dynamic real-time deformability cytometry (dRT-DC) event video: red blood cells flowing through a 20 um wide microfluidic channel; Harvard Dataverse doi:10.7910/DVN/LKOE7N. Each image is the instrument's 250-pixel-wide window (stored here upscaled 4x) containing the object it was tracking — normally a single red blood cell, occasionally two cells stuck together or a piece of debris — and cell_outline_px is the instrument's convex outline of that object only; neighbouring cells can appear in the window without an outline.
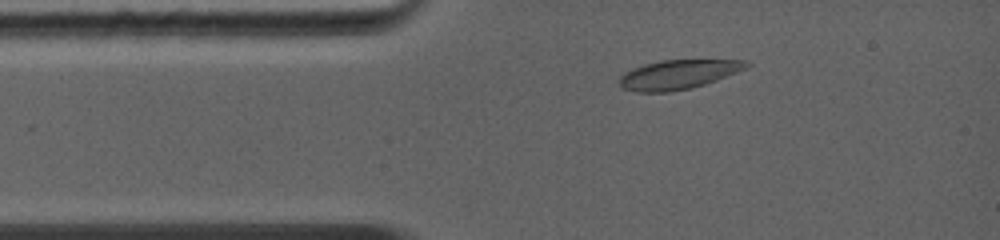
{"species": "common noctule bat (a hibernating species)", "species_latin": "Nyctalus noctula", "temperature_condition": "warm", "stored_images_in_passage": 23, "camera_frame_rate_fps": 5000, "um_per_image_px": 0.085, "animal": {"sex": "female", "body_mass_g": 19.0, "forearm_length_mm": 56.7}, "frame": {"image": 1, "passage_image": 4, "time_ms": 1.4, "image_size_px": [1000, 240], "cell_outline_px": [[752, 64], [748, 68], [716, 80], [692, 88], [668, 92], [636, 92], [620, 88], [620, 76], [624, 72], [632, 68], [644, 64], [660, 60], [748, 60]], "centroid_in_image_um": [57.65, 6.33], "position_along_channel_um": 27.4, "area_um2": 21.85}}
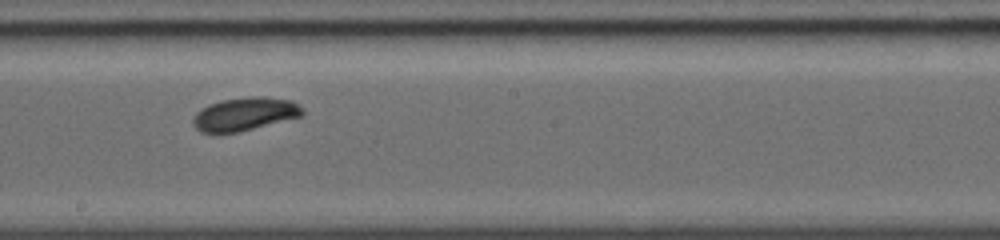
{"frame": {"image": 2, "passage_image": 14, "time_ms": 6.4, "image_size_px": [1000, 240], "cell_outline_px": [[304, 112], [300, 116], [240, 132], [200, 132], [192, 124], [192, 120], [196, 112], [208, 104], [220, 100], [252, 96], [264, 96], [292, 100]], "centroid_in_image_um": [20.76, 9.68], "position_along_channel_um": 227.4, "area_um2": 21.04}}
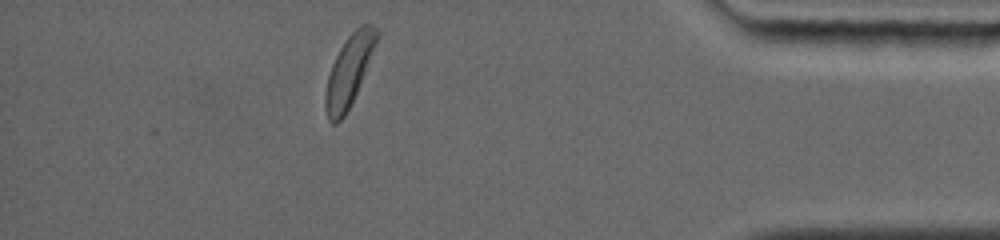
{"frame": {"image": 3, "passage_image": 23, "time_ms": 11.4, "image_size_px": [1000, 240], "cell_outline_px": [[380, 36], [356, 92], [344, 116], [336, 124], [332, 124], [328, 120], [324, 104], [324, 96], [328, 76], [332, 64], [340, 48], [348, 36], [360, 24], [368, 24], [376, 28]], "centroid_in_image_um": [29.65, 6.01], "position_along_channel_um": 405.5, "area_um2": 20.81}, "authors_computed_cell_mechanics": {"area_um2": 21.1548, "velocity_mm_per_s": 4.3863, "shape_relaxation_time_tau1_ms": 3.3307, "shape_relaxation_time_tau2_ms": null, "deformation_change_tau1": 0.117, "deformation_change_tau2": null}}